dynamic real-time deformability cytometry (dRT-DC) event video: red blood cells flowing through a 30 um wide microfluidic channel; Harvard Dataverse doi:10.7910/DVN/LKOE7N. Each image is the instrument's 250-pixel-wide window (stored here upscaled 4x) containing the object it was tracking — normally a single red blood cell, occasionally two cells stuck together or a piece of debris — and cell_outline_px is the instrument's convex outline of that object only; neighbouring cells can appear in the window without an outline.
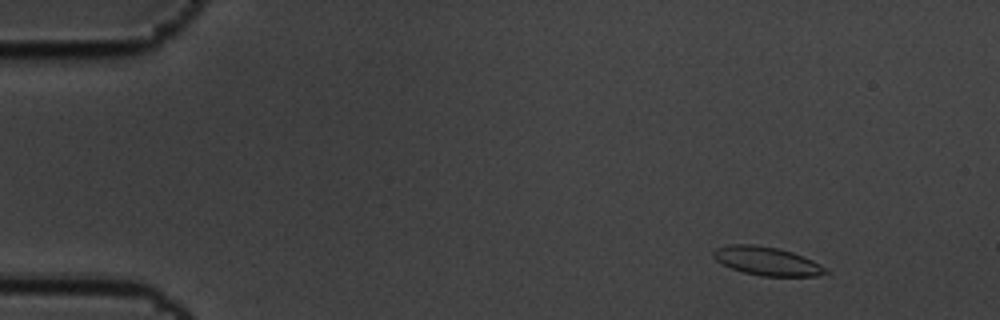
{"species": "common noctule bat (a hibernating species)", "species_latin": "Nyctalus noctula", "temperature_condition": "cold", "stored_images_in_passage": 6, "camera_frame_rate_fps": 3000, "um_per_image_px": 0.085, "animal": {"sex": "male", "body_mass_g": 19.5, "forearm_length_mm": 54.6}, "frame": {"image": 1, "passage_image": 2, "time_ms": 0.333, "image_size_px": [1000, 320], "cell_outline_px": [[828, 272], [816, 276], [760, 276], [744, 272], [732, 268], [716, 260], [712, 256], [712, 252], [716, 248], [728, 244], [752, 244], [776, 248], [792, 252], [812, 260], [820, 264]], "centroid_in_image_um": [65.15, 22.19], "position_along_channel_um": 19.9, "area_um2": 18.44}}
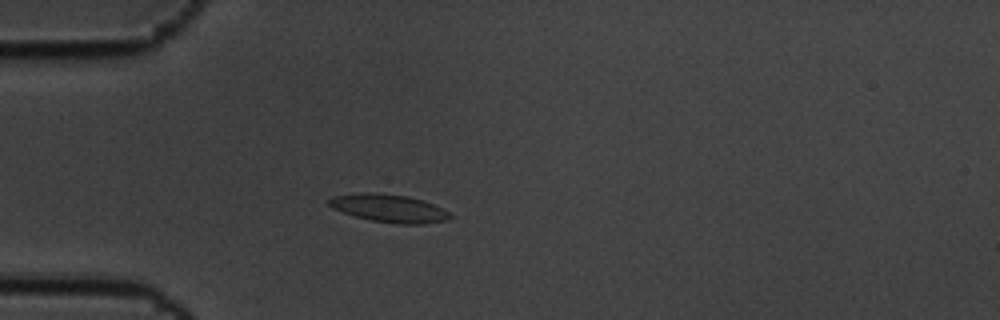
{"frame": {"image": 2, "passage_image": 5, "time_ms": 1.333, "image_size_px": [1000, 320], "cell_outline_px": [[452, 216], [448, 220], [424, 224], [396, 224], [372, 220], [356, 216], [332, 208], [328, 204], [328, 200], [332, 196], [364, 192], [380, 192], [408, 196], [424, 200], [448, 212]], "centroid_in_image_um": [33.06, 17.69], "position_along_channel_um": 51.9, "area_um2": 19.71}}